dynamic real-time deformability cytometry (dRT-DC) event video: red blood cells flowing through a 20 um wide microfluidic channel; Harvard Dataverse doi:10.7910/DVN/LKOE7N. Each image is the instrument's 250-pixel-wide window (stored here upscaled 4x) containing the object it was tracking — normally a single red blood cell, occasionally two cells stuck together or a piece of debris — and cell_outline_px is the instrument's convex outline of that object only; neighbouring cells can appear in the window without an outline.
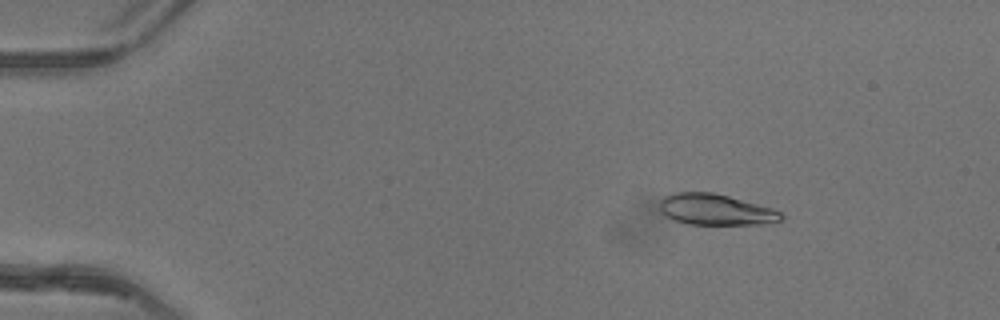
{"species": "common noctule bat (a hibernating species)", "species_latin": "Nyctalus noctula", "temperature_condition": "warm", "stored_images_in_passage": 45, "camera_frame_rate_fps": 3000, "um_per_image_px": 0.085, "animal": {"sex": "female"}, "frame": {"image": 1, "passage_image": 2, "time_ms": 0.333, "image_size_px": [1000, 320], "cell_outline_px": [[784, 220], [764, 224], [688, 224], [664, 216], [660, 212], [660, 200], [664, 196], [676, 192], [712, 192], [728, 196], [772, 208], [780, 212], [784, 216]], "centroid_in_image_um": [60.82, 17.82], "position_along_channel_um": 24.2, "area_um2": 21.96}}
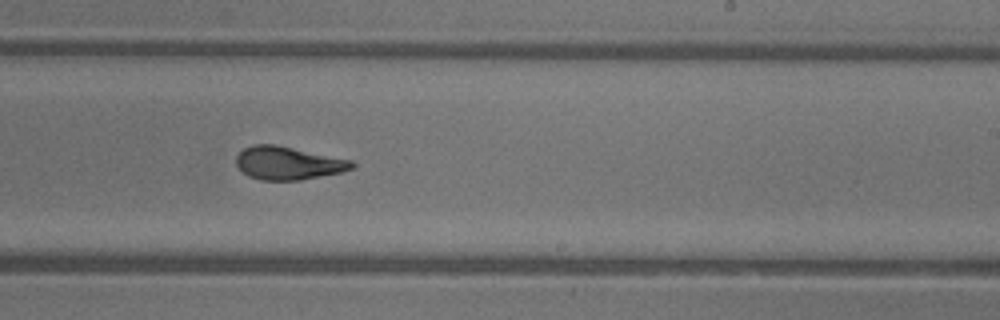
{"frame": {"image": 2, "passage_image": 26, "time_ms": 8.333, "image_size_px": [1000, 320], "cell_outline_px": [[356, 164], [352, 168], [340, 172], [300, 180], [260, 180], [248, 176], [236, 164], [236, 156], [244, 148], [252, 144], [276, 144], [352, 160]], "centroid_in_image_um": [24.47, 13.85], "position_along_channel_um": 264.5, "area_um2": 22.25}}
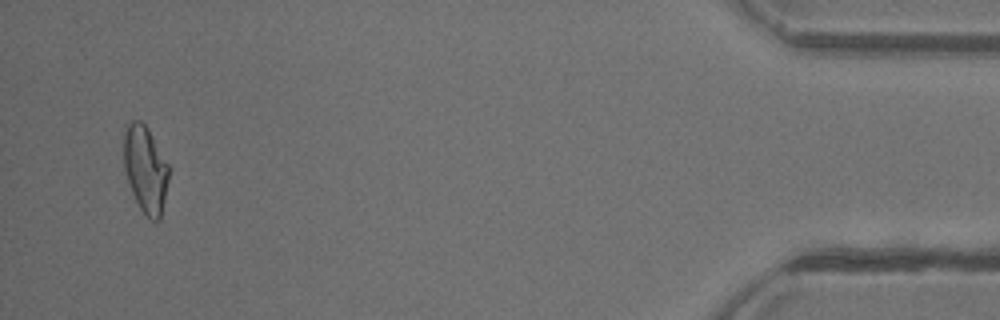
{"frame": {"image": 3, "passage_image": 43, "time_ms": 14.0, "image_size_px": [1000, 320], "cell_outline_px": [[172, 168], [160, 220], [152, 220], [140, 208], [132, 192], [124, 168], [124, 132], [128, 124], [132, 120], [140, 120], [148, 128]], "centroid_in_image_um": [12.41, 14.36], "position_along_channel_um": 422.8, "area_um2": 23.06}, "authors_computed_cell_mechanics": {"area_um2": 22.4842, "velocity_mm_per_s": 4.1725, "shape_relaxation_time_tau1_ms": 4.2033, "shape_relaxation_time_tau2_ms": 1.2692, "deformation_change_tau1": 0.181, "deformation_change_tau2": 0.0809}}